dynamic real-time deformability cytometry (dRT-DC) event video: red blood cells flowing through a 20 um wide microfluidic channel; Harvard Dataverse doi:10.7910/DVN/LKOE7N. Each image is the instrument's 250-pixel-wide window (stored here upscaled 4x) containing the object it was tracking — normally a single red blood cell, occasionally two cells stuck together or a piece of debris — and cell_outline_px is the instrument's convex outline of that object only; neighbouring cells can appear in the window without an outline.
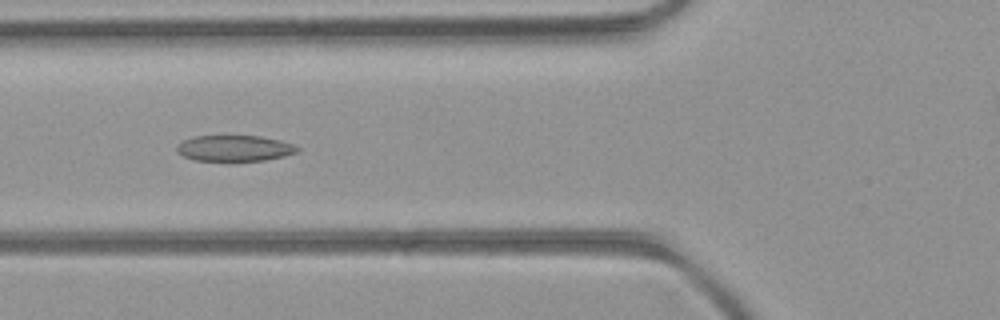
{"species": "common noctule bat (a hibernating species)", "species_latin": "Nyctalus noctula", "temperature_condition": "room temperature", "stored_images_in_passage": 41, "camera_frame_rate_fps": 3000, "um_per_image_px": 0.085, "animal": {"sex": "female", "body_mass_g": 21.9}, "frame": {"image": 1, "passage_image": 16, "time_ms": 5.0, "image_size_px": [1000, 320], "cell_outline_px": [[300, 148], [296, 152], [284, 156], [264, 160], [228, 164], [196, 160], [184, 156], [176, 152], [176, 144], [184, 140], [196, 136], [260, 136], [280, 140], [292, 144]], "centroid_in_image_um": [19.89, 12.65], "position_along_channel_um": 105.9, "area_um2": 18.96}}
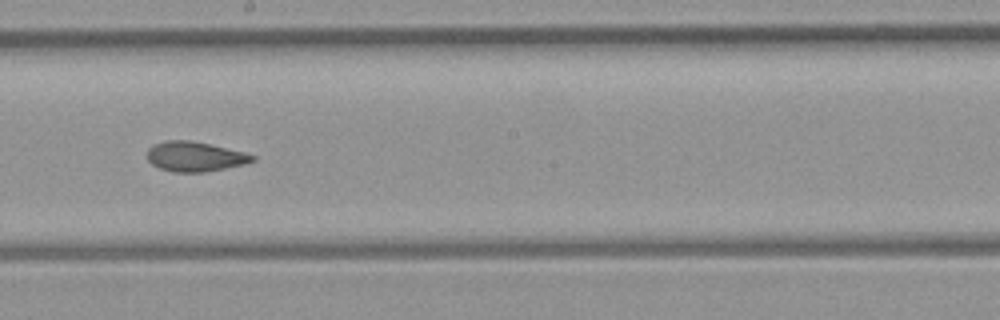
{"frame": {"image": 2, "passage_image": 25, "time_ms": 8.0, "image_size_px": [1000, 320], "cell_outline_px": [[256, 160], [244, 164], [204, 172], [172, 172], [160, 168], [152, 164], [148, 160], [148, 148], [156, 144], [168, 140], [188, 140], [208, 144], [244, 152], [256, 156]], "centroid_in_image_um": [16.57, 13.31], "position_along_channel_um": 231.6, "area_um2": 18.03}}
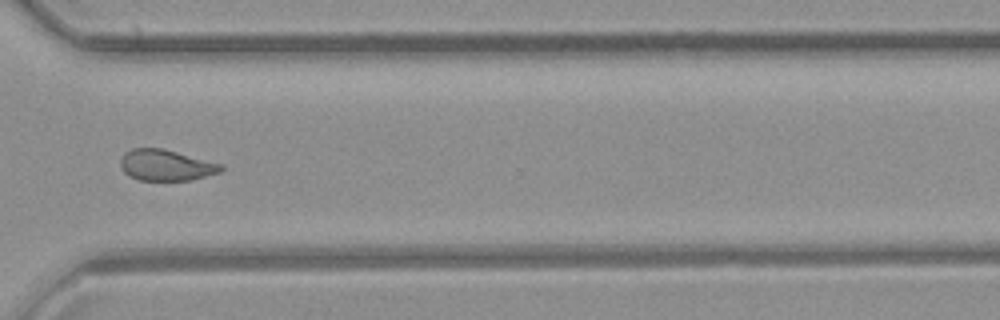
{"frame": {"image": 3, "passage_image": 34, "time_ms": 11.0, "image_size_px": [1000, 320], "cell_outline_px": [[224, 168], [220, 172], [192, 180], [140, 180], [128, 176], [120, 168], [120, 160], [124, 152], [132, 148], [164, 148], [224, 164]], "centroid_in_image_um": [14.11, 14.03], "position_along_channel_um": 356.5, "area_um2": 18.5}}